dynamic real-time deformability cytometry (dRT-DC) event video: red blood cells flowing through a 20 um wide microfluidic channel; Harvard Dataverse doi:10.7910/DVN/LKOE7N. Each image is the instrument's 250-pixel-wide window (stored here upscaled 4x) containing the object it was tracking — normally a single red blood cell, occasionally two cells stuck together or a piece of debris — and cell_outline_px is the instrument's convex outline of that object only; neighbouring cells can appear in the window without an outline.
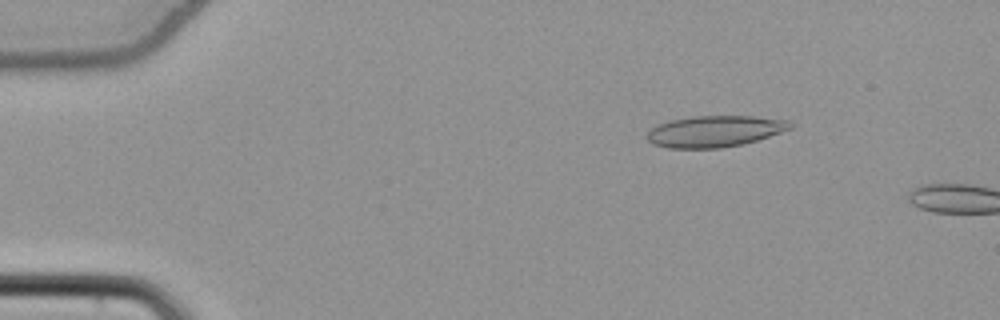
{"species": "common noctule bat (a hibernating species)", "species_latin": "Nyctalus noctula", "temperature_condition": "cold", "stored_images_in_passage": 11, "camera_frame_rate_fps": 3000, "um_per_image_px": 0.085, "animal": {"sex": "female", "body_mass_g": 22.7, "forearm_length_mm": 54.2}, "frame": {"image": 1, "passage_image": 8, "time_ms": 2.333, "image_size_px": [1000, 320], "cell_outline_px": [[792, 128], [744, 144], [720, 148], [668, 148], [652, 144], [644, 136], [656, 124], [672, 120], [692, 116], [752, 116], [788, 120], [792, 124]], "centroid_in_image_um": [60.71, 11.16], "position_along_channel_um": 24.3, "area_um2": 26.13}}